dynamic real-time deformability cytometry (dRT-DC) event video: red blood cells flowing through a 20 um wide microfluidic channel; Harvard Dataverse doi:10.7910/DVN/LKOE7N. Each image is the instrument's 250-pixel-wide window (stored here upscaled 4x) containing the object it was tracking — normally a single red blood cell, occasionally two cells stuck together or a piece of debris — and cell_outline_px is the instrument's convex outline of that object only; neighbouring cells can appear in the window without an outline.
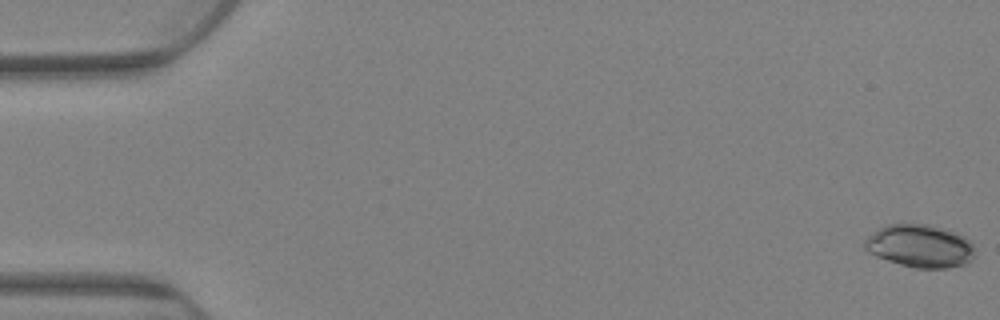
{"species": "Egyptian fruit bat (a non-hibernating species)", "species_latin": "Rousettus aegyptiacus", "temperature_condition": "warm", "stored_images_in_passage": 81, "camera_frame_rate_fps": 3000, "um_per_image_px": 0.085, "animal": {"sex": "female"}, "frame": {"image": 1, "passage_image": 1, "time_ms": 0.0, "image_size_px": [1000, 320], "cell_outline_px": [[972, 260], [964, 264], [948, 268], [916, 268], [900, 264], [876, 256], [868, 252], [864, 248], [864, 240], [872, 232], [888, 224], [928, 224], [944, 228], [956, 232], [964, 236], [972, 244]], "centroid_in_image_um": [78.17, 20.9], "position_along_channel_um": 6.8, "area_um2": 27.4}}
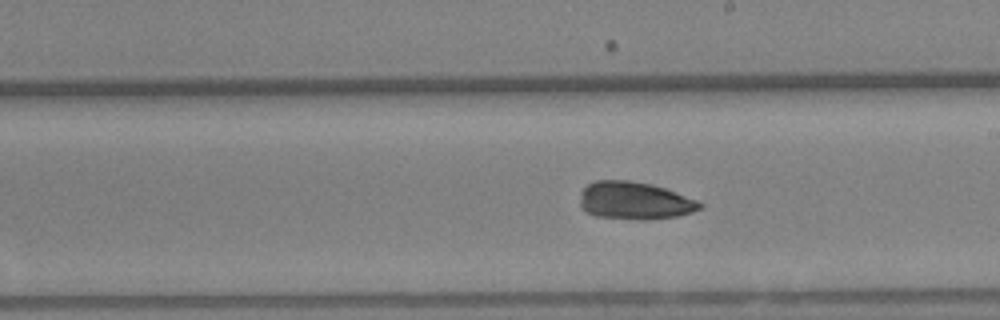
{"frame": {"image": 2, "passage_image": 47, "time_ms": 15.333, "image_size_px": [1000, 320], "cell_outline_px": [[704, 204], [700, 208], [692, 212], [676, 216], [596, 216], [580, 208], [580, 192], [588, 184], [596, 180], [628, 180], [652, 184], [676, 192], [696, 200]], "centroid_in_image_um": [53.89, 16.98], "position_along_channel_um": 235.1, "area_um2": 25.03}}
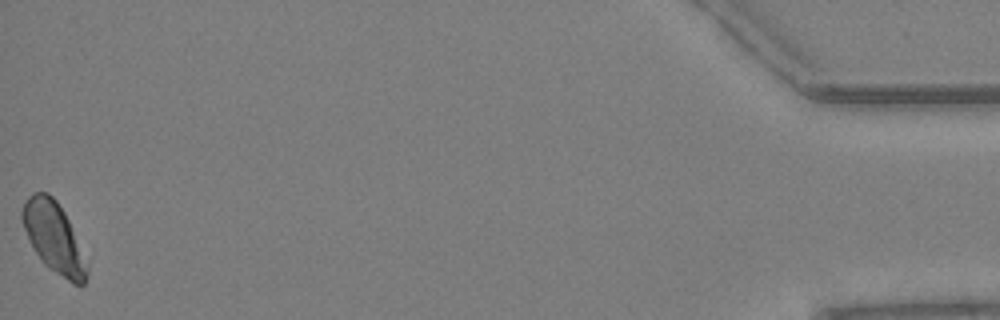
{"frame": {"image": 3, "passage_image": 81, "time_ms": 26.667, "image_size_px": [1000, 320], "cell_outline_px": [[88, 276], [84, 284], [72, 284], [48, 268], [44, 264], [36, 252], [24, 228], [20, 216], [20, 212], [28, 196], [32, 192], [48, 192], [56, 200], [64, 212], [68, 220], [88, 264]], "centroid_in_image_um": [4.58, 20.19], "position_along_channel_um": 430.6, "area_um2": 26.36}, "authors_computed_cell_mechanics": {"area_um2": 26.299, "velocity_mm_per_s": 2.5584, "shape_relaxation_time_tau1_ms": 3.9919, "shape_relaxation_time_tau2_ms": null, "deformation_change_tau1": 0.0499, "deformation_change_tau2": null}}